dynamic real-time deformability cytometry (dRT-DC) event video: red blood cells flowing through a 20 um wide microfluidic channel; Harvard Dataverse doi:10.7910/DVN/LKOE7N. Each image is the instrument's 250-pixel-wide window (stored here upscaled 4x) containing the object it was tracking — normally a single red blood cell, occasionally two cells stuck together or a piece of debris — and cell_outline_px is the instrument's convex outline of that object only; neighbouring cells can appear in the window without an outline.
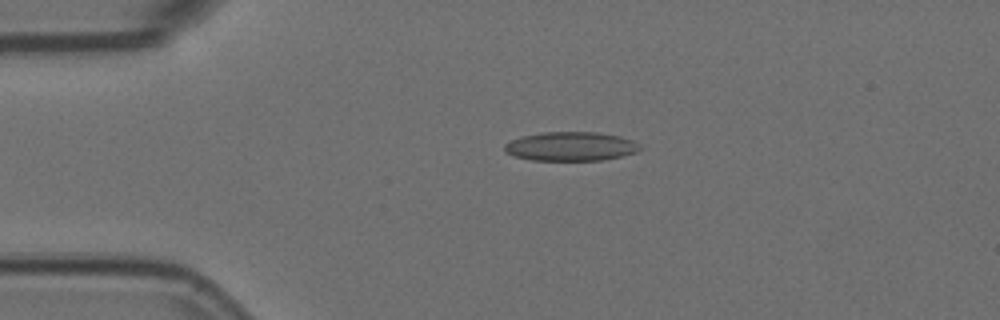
{"species": "Egyptian fruit bat (a non-hibernating species)", "species_latin": "Rousettus aegyptiacus", "temperature_condition": "room temperature", "stored_images_in_passage": 5, "camera_frame_rate_fps": 3000, "um_per_image_px": 0.085, "animal": {"sex": "female"}, "frame": {"image": 1, "passage_image": 4, "time_ms": 1.0, "image_size_px": [1000, 320], "cell_outline_px": [[640, 148], [636, 152], [604, 160], [532, 160], [516, 156], [504, 152], [504, 144], [520, 136], [544, 132], [596, 132], [620, 136], [632, 140]], "centroid_in_image_um": [48.47, 12.44], "position_along_channel_um": 36.5, "area_um2": 22.72}}